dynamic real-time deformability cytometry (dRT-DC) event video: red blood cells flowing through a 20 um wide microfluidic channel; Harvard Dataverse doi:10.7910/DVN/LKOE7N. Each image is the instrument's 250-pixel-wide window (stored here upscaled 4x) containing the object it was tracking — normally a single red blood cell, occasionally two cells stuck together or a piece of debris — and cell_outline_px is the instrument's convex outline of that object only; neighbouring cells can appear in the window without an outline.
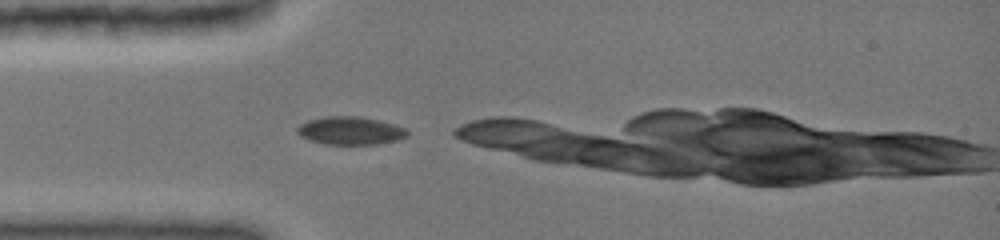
{"species": "common noctule bat (a hibernating species)", "species_latin": "Nyctalus noctula", "temperature_condition": "cold", "stored_images_in_passage": 6, "camera_frame_rate_fps": 3000, "um_per_image_px": 0.085, "animal": {"sex": "female", "body_mass_g": 19.0, "forearm_length_mm": 51.5}, "frame": {"image": 1, "passage_image": 1, "time_ms": 0.0, "image_size_px": [1000, 240], "cell_outline_px": [[408, 136], [396, 140], [376, 144], [324, 144], [308, 140], [300, 136], [296, 132], [296, 128], [300, 124], [308, 120], [328, 116], [356, 116], [376, 120], [392, 124], [404, 128], [408, 132]], "centroid_in_image_um": [29.72, 11.11], "position_along_channel_um": 55.3, "area_um2": 17.8}}